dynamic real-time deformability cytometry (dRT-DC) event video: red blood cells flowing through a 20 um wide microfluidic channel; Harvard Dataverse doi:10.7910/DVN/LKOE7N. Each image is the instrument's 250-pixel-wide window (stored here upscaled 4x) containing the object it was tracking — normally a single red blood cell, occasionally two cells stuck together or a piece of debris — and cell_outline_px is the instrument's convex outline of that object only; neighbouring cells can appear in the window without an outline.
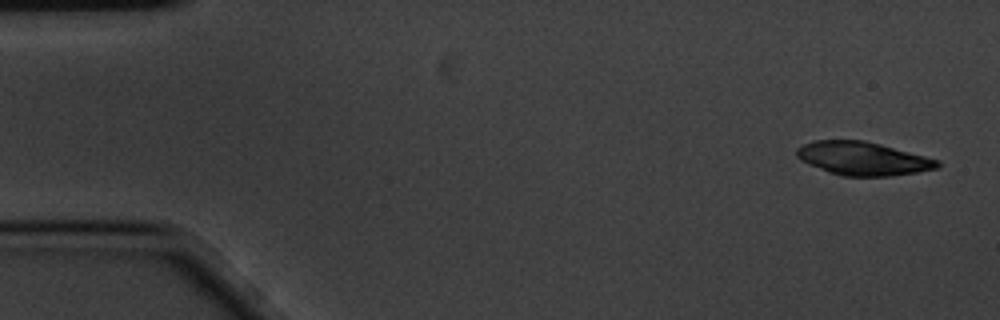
{"species": "common noctule bat (a hibernating species)", "species_latin": "Nyctalus noctula", "temperature_condition": "cold", "stored_images_in_passage": 6, "camera_frame_rate_fps": 3000, "um_per_image_px": 0.085, "animal": {"sex": "male", "body_mass_g": 20.1, "forearm_length_mm": 53.5}, "frame": {"image": 1, "passage_image": 1, "time_ms": 0.0, "image_size_px": [1000, 320], "cell_outline_px": [[940, 168], [892, 176], [844, 176], [828, 172], [808, 164], [800, 160], [796, 156], [796, 148], [812, 140], [864, 140], [880, 144], [940, 160]], "centroid_in_image_um": [73.33, 13.47], "position_along_channel_um": 11.7, "area_um2": 27.46}}